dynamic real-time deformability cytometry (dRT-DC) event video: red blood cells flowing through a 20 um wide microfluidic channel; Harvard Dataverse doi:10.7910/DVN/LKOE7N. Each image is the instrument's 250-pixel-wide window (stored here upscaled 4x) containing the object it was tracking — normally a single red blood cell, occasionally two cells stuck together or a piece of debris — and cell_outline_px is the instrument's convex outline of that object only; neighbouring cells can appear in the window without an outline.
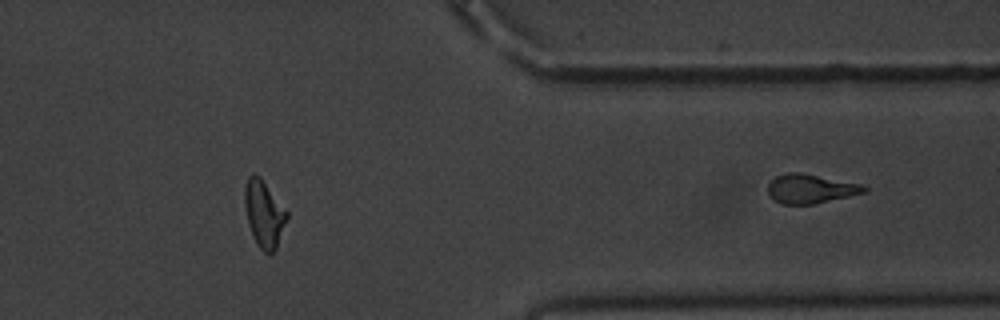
{"species": "common noctule bat (a hibernating species)", "species_latin": "Nyctalus noctula", "temperature_condition": "warm", "stored_images_in_passage": 49, "segment_of_instrument_passage": [2, 2], "camera_frame_rate_fps": 3000, "um_per_image_px": 0.085, "animal": {"sex": "male", "body_mass_g": 20.1, "forearm_length_mm": 53.5}, "frame": {"image": 1, "passage_image": 49, "time_ms": 16.0, "image_size_px": [1000, 320], "cell_outline_px": [[868, 192], [812, 204], [784, 204], [772, 200], [768, 192], [768, 184], [776, 176], [788, 172], [800, 172], [860, 184], [868, 188]], "centroid_in_image_um": [68.88, 16.04], "position_along_channel_um": 342.5, "area_um2": 16.24}}